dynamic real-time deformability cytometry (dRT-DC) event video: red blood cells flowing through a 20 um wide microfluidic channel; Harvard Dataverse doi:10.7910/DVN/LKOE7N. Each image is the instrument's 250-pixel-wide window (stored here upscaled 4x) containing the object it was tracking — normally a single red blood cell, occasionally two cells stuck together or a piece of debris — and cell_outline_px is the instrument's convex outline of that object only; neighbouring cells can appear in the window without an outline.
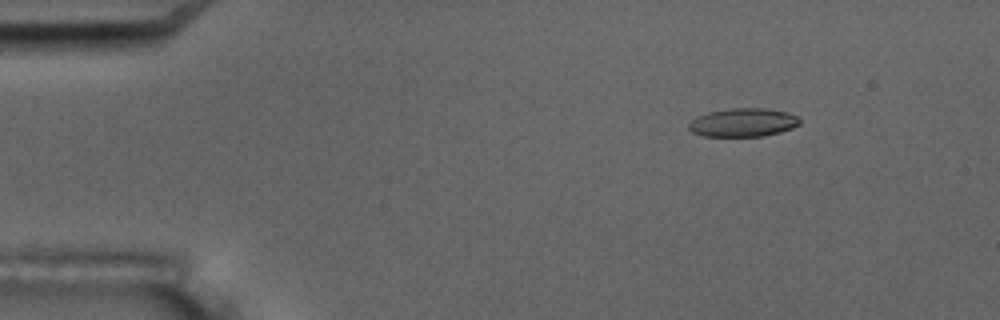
{"species": "common noctule bat (a hibernating species)", "species_latin": "Nyctalus noctula", "temperature_condition": "room temperature", "stored_images_in_passage": 12, "camera_frame_rate_fps": 3000, "um_per_image_px": 0.085, "animal": {"sex": "male", "body_mass_g": 17.5, "forearm_length_mm": 52.3}, "frame": {"image": 1, "passage_image": 3, "time_ms": 2.333, "image_size_px": [1000, 320], "cell_outline_px": [[800, 124], [792, 128], [780, 132], [764, 136], [704, 136], [692, 132], [688, 128], [688, 124], [696, 116], [708, 112], [732, 108], [764, 108], [788, 112], [796, 116], [800, 120]], "centroid_in_image_um": [63.16, 10.41], "position_along_channel_um": 21.8, "area_um2": 18.44}}
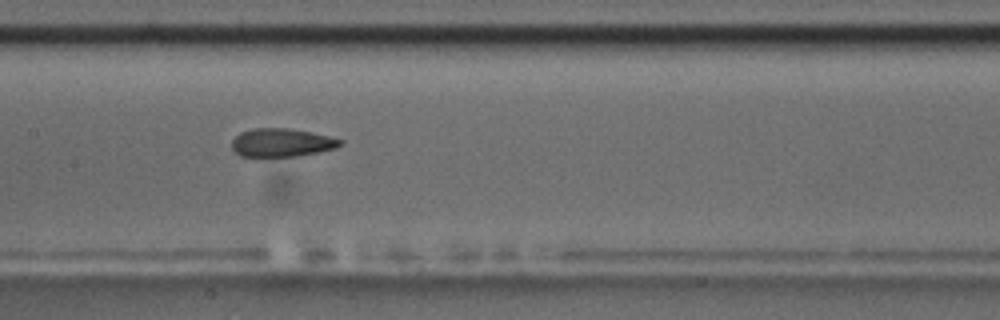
{"frame": {"image": 2, "passage_image": 9, "time_ms": 9.333, "image_size_px": [1000, 320], "cell_outline_px": [[344, 140], [336, 148], [296, 156], [240, 156], [232, 148], [232, 140], [240, 132], [252, 128], [288, 128], [312, 132]], "centroid_in_image_um": [23.92, 12.11], "position_along_channel_um": 183.5, "area_um2": 17.74}}
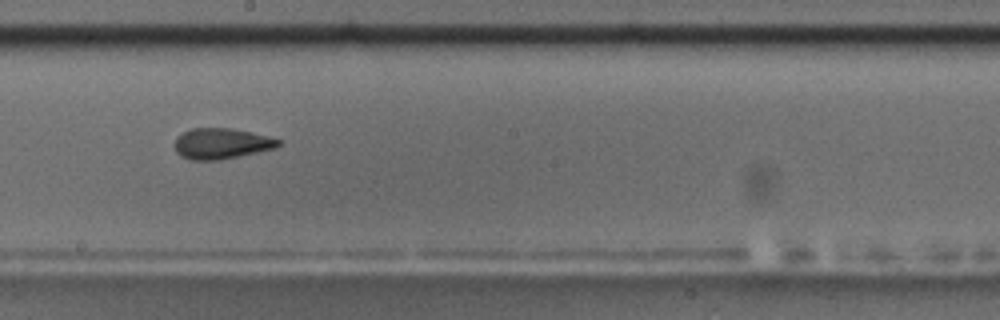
{"frame": {"image": 3, "passage_image": 10, "time_ms": 10.667, "image_size_px": [1000, 320], "cell_outline_px": [[280, 144], [276, 148], [220, 160], [192, 160], [180, 156], [176, 152], [176, 136], [192, 128], [228, 128], [252, 132], [280, 140]], "centroid_in_image_um": [18.81, 12.21], "position_along_channel_um": 229.4, "area_um2": 18.44}}